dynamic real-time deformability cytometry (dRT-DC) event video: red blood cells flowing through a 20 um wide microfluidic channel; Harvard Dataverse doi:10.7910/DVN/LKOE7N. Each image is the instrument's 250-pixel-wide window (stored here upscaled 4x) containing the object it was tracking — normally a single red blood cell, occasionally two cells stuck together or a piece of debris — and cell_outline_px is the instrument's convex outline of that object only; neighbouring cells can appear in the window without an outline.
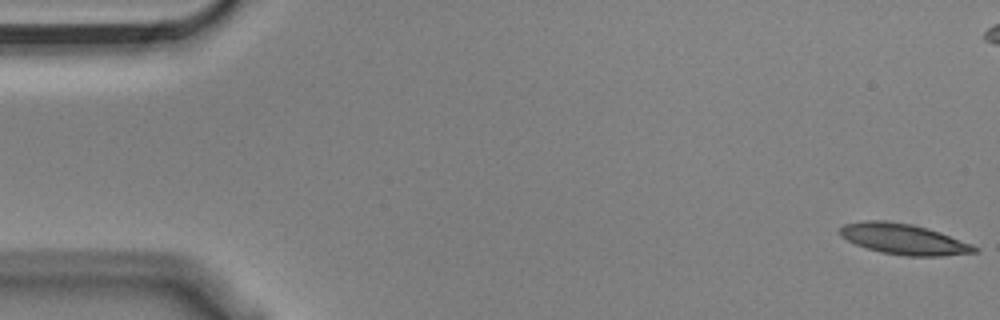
{"species": "Egyptian fruit bat (a non-hibernating species)", "species_latin": "Rousettus aegyptiacus", "temperature_condition": "cold", "stored_images_in_passage": 56, "camera_frame_rate_fps": 3000, "um_per_image_px": 0.085, "animal": {"sex": "male"}, "frame": {"image": 1, "passage_image": 1, "time_ms": 0.0, "image_size_px": [1000, 320], "cell_outline_px": [[980, 248], [976, 252], [944, 256], [904, 256], [880, 252], [856, 244], [840, 236], [836, 232], [844, 224], [864, 220], [884, 220], [912, 224], [928, 228], [940, 232], [972, 244]], "centroid_in_image_um": [76.8, 20.32], "position_along_channel_um": 8.2, "area_um2": 24.22}}
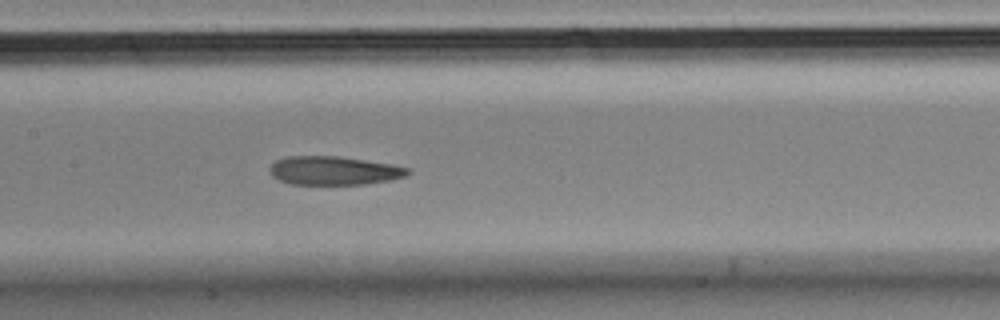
{"frame": {"image": 2, "passage_image": 26, "time_ms": 8.333, "image_size_px": [1000, 320], "cell_outline_px": [[412, 172], [408, 176], [388, 180], [364, 184], [288, 184], [272, 176], [268, 172], [268, 168], [276, 160], [288, 156], [336, 156], [392, 164], [408, 168]], "centroid_in_image_um": [28.36, 14.5], "position_along_channel_um": 179.0, "area_um2": 23.06}}
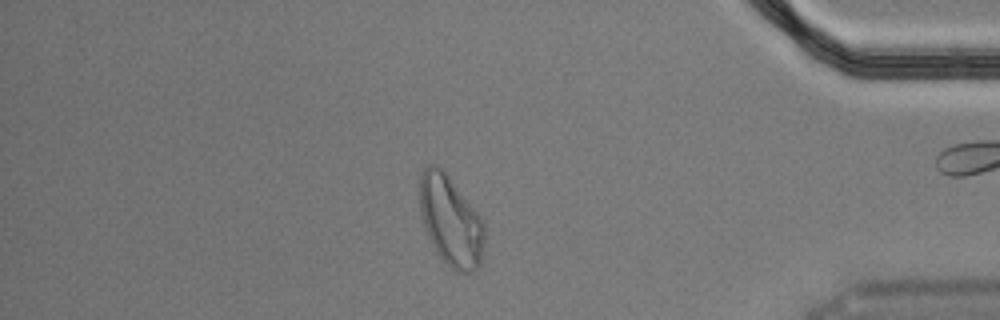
{"frame": {"image": 3, "passage_image": 47, "time_ms": 15.333, "image_size_px": [1000, 320], "cell_outline_px": [[484, 240], [480, 264], [472, 272], [456, 272], [440, 256], [432, 244], [428, 236], [420, 212], [420, 176], [424, 168], [428, 164], [436, 164], [444, 168], [476, 212], [484, 224]], "centroid_in_image_um": [38.29, 18.73], "position_along_channel_um": 396.9, "area_um2": 33.7}, "authors_computed_cell_mechanics": {"area_um2": 24.4205, "velocity_mm_per_s": 3.6129, "shape_relaxation_time_tau1_ms": null, "shape_relaxation_time_tau2_ms": 4.1198, "deformation_change_tau1": null, "deformation_change_tau2": 0.125}}